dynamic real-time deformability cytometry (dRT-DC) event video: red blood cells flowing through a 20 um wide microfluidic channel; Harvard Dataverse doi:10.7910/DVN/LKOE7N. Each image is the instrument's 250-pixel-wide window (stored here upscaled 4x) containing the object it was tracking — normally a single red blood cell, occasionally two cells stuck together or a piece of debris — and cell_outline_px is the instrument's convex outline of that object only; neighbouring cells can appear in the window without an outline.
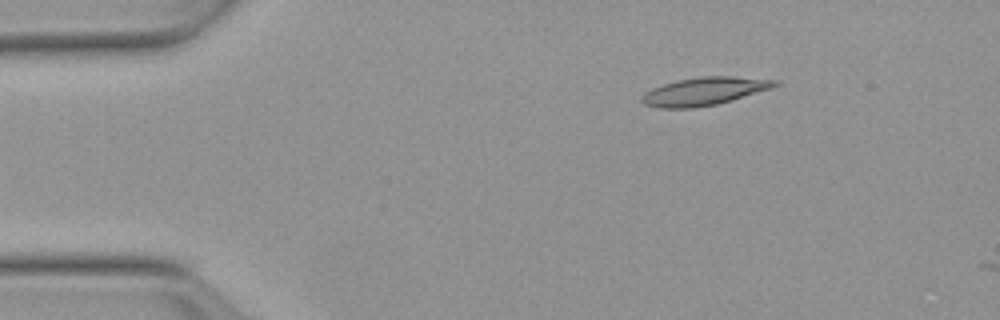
{"species": "Egyptian fruit bat (a non-hibernating species)", "species_latin": "Rousettus aegyptiacus", "temperature_condition": "warm", "stored_images_in_passage": 3, "camera_frame_rate_fps": 3000, "um_per_image_px": 0.085, "animal": {"sex": "female"}, "frame": {"image": 1, "passage_image": 1, "time_ms": 0.0, "image_size_px": [1000, 320], "cell_outline_px": [[780, 84], [732, 100], [716, 104], [692, 108], [660, 108], [644, 104], [640, 100], [644, 92], [652, 88], [676, 80], [700, 76], [732, 76], [780, 80]], "centroid_in_image_um": [59.82, 7.75], "position_along_channel_um": 25.2, "area_um2": 21.56}}